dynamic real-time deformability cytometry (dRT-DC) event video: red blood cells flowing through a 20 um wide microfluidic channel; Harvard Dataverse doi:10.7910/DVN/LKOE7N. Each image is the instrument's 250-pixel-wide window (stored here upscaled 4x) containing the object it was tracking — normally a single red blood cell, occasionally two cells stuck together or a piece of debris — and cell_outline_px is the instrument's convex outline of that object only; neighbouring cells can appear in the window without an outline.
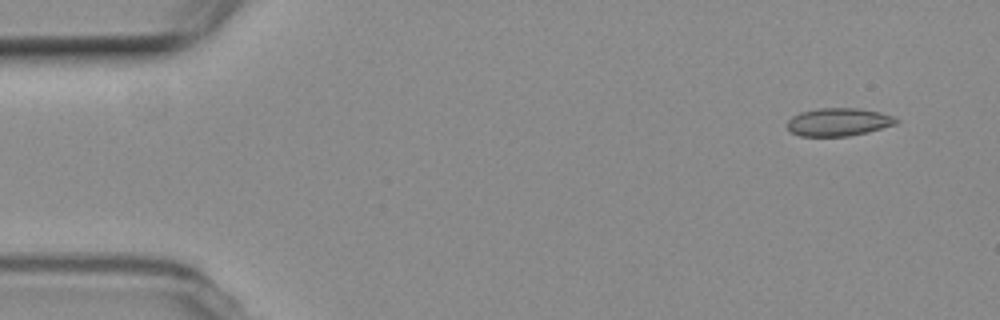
{"species": "common noctule bat (a hibernating species)", "species_latin": "Nyctalus noctula", "temperature_condition": "room temperature", "stored_images_in_passage": 5, "camera_frame_rate_fps": 3000, "um_per_image_px": 0.085, "animal": {"sex": "female", "body_mass_g": 19.3, "forearm_length_mm": 54.1}, "frame": {"image": 1, "passage_image": 2, "time_ms": 1.0, "image_size_px": [1000, 320], "cell_outline_px": [[900, 120], [896, 124], [868, 132], [848, 136], [800, 136], [792, 132], [788, 128], [788, 120], [792, 116], [800, 112], [820, 108], [856, 108], [880, 112], [892, 116]], "centroid_in_image_um": [71.28, 10.37], "position_along_channel_um": 13.7, "area_um2": 17.69}}
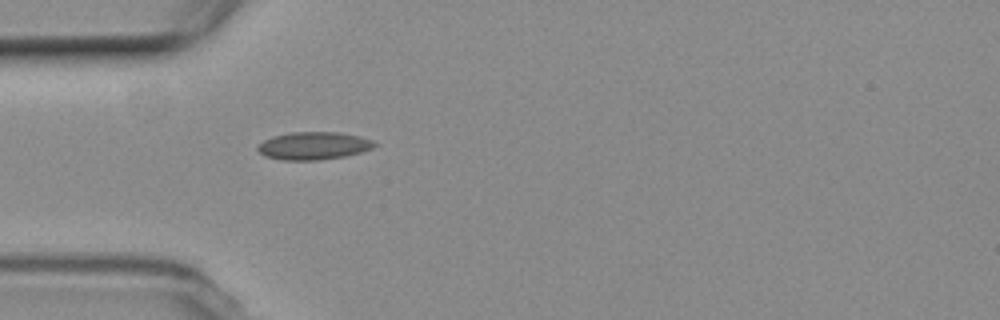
{"frame": {"image": 2, "passage_image": 5, "time_ms": 5.333, "image_size_px": [1000, 320], "cell_outline_px": [[376, 144], [372, 148], [360, 152], [344, 156], [320, 160], [284, 160], [264, 156], [256, 148], [264, 140], [272, 136], [292, 132], [340, 132], [360, 136], [372, 140]], "centroid_in_image_um": [26.64, 12.38], "position_along_channel_um": 58.4, "area_um2": 18.79}}